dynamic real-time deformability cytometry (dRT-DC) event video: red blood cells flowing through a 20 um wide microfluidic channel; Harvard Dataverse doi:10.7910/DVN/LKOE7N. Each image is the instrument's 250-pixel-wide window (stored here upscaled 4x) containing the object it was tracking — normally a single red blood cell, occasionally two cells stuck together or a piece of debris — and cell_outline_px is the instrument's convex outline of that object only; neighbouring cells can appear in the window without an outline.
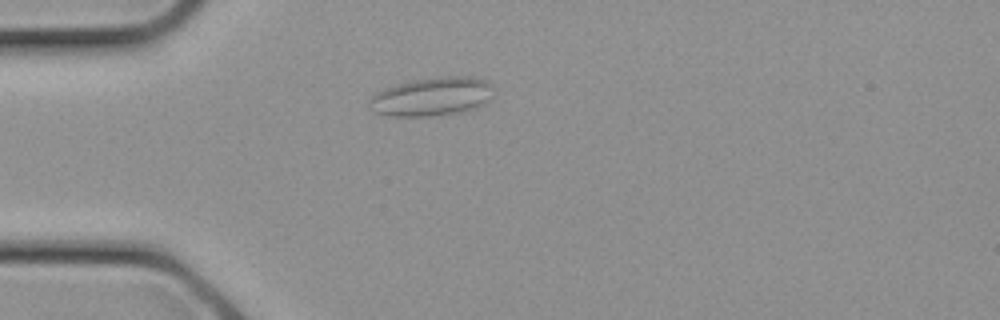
{"species": "common noctule bat (a hibernating species)", "species_latin": "Nyctalus noctula", "temperature_condition": "cold", "stored_images_in_passage": 14, "camera_frame_rate_fps": 3000, "um_per_image_px": 0.085, "animal": {"sex": "female", "body_mass_g": 21.9}, "frame": {"image": 1, "passage_image": 1, "time_ms": 0.0, "image_size_px": [1000, 320], "cell_outline_px": [[492, 96], [484, 104], [476, 108], [460, 112], [428, 116], [392, 116], [372, 112], [368, 100], [376, 92], [396, 84], [416, 80], [440, 76], [472, 76], [488, 80], [492, 84]], "centroid_in_image_um": [36.73, 8.2], "position_along_channel_um": 48.3, "area_um2": 28.09}}
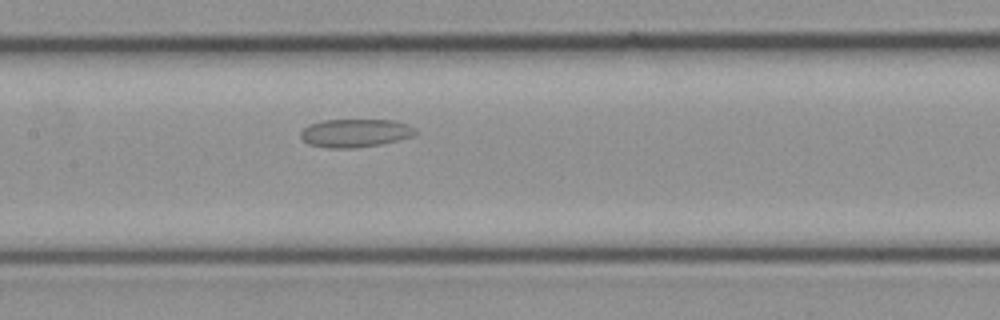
{"frame": {"image": 2, "passage_image": 7, "time_ms": 2.0, "image_size_px": [1000, 320], "cell_outline_px": [[416, 132], [412, 136], [384, 144], [352, 148], [328, 148], [308, 144], [300, 136], [300, 132], [308, 124], [324, 120], [396, 120], [408, 124], [416, 128]], "centroid_in_image_um": [30.2, 11.3], "position_along_channel_um": 177.2, "area_um2": 19.02}}
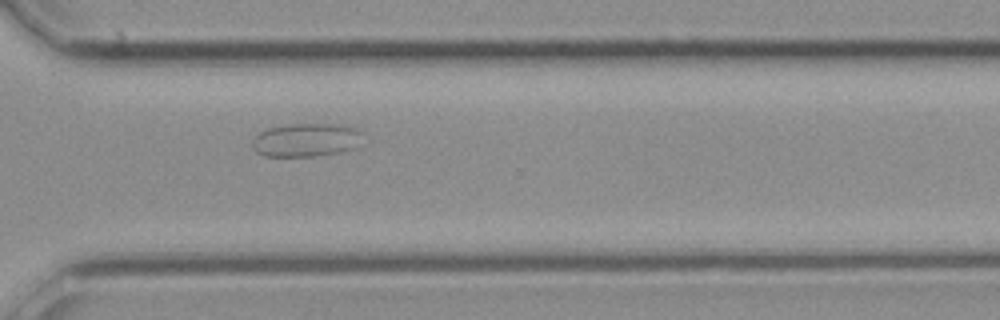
{"frame": {"image": 3, "passage_image": 14, "time_ms": 4.333, "image_size_px": [1000, 320], "cell_outline_px": [[364, 132], [352, 148], [340, 152], [316, 156], [264, 156], [256, 152], [252, 148], [252, 140], [260, 132], [268, 128], [288, 124], [340, 124], [356, 128]], "centroid_in_image_um": [25.98, 11.89], "position_along_channel_um": 344.6, "area_um2": 21.44}}